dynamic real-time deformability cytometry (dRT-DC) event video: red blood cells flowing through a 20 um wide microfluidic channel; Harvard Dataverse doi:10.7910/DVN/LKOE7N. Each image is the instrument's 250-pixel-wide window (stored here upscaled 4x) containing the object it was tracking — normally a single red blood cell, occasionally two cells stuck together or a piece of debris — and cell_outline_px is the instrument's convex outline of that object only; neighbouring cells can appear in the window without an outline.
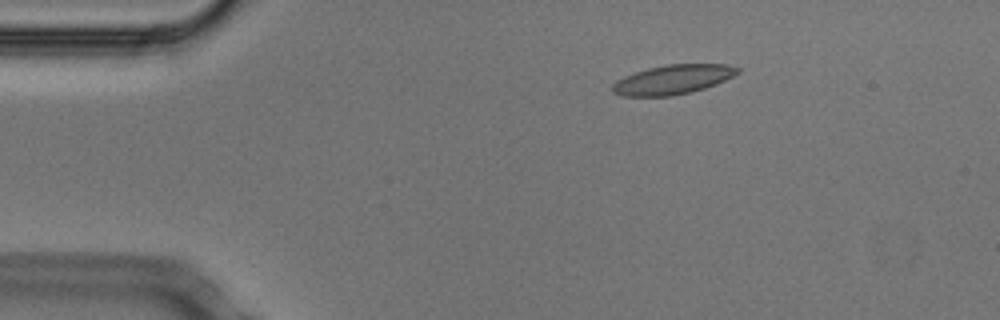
{"species": "Egyptian fruit bat (a non-hibernating species)", "species_latin": "Rousettus aegyptiacus", "temperature_condition": "cold", "stored_images_in_passage": 45, "camera_frame_rate_fps": 3000, "um_per_image_px": 0.085, "animal": {"sex": "male"}, "frame": {"image": 1, "passage_image": 1, "time_ms": 0.0, "image_size_px": [1000, 320], "cell_outline_px": [[740, 72], [716, 84], [692, 92], [672, 96], [624, 96], [612, 92], [612, 84], [616, 80], [624, 76], [648, 68], [668, 64], [728, 64], [740, 68]], "centroid_in_image_um": [57.19, 6.76], "position_along_channel_um": 27.8, "area_um2": 21.44}}
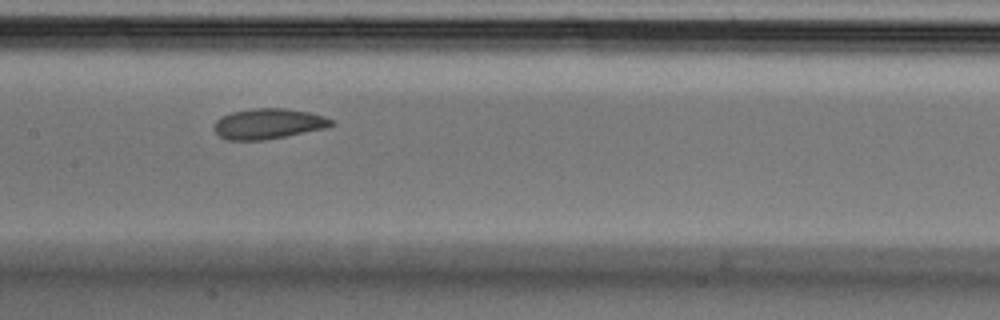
{"frame": {"image": 2, "passage_image": 18, "time_ms": 5.667, "image_size_px": [1000, 320], "cell_outline_px": [[336, 124], [328, 128], [264, 140], [228, 140], [220, 136], [216, 132], [216, 120], [220, 116], [232, 112], [252, 108], [288, 108], [308, 112], [324, 116], [332, 120]], "centroid_in_image_um": [22.85, 10.51], "position_along_channel_um": 184.6, "area_um2": 20.81}}
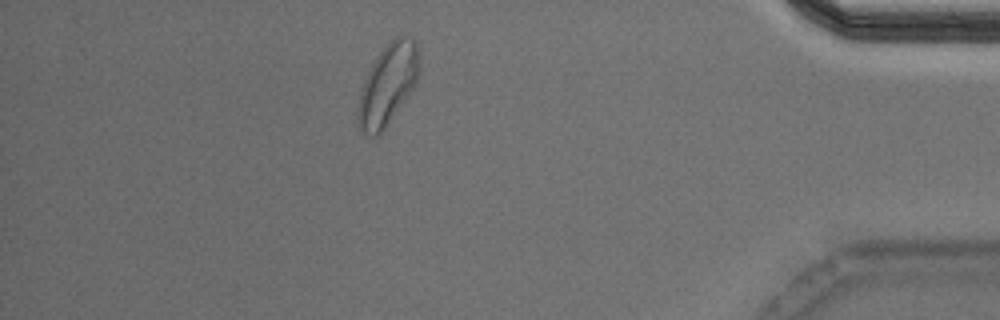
{"frame": {"image": 3, "passage_image": 39, "time_ms": 12.667, "image_size_px": [1000, 320], "cell_outline_px": [[420, 48], [416, 80], [412, 88], [380, 136], [372, 136], [364, 132], [360, 128], [356, 116], [360, 92], [364, 80], [376, 56], [384, 44], [396, 36], [408, 36], [416, 40]], "centroid_in_image_um": [32.95, 7.14], "position_along_channel_um": 402.3, "area_um2": 28.73}, "authors_computed_cell_mechanics": {"area_um2": 21.4438, "velocity_mm_per_s": 3.7265, "shape_relaxation_time_tau1_ms": 5.3973, "shape_relaxation_time_tau2_ms": 2.0153, "deformation_change_tau1": 0.1287, "deformation_change_tau2": 0.0686}}